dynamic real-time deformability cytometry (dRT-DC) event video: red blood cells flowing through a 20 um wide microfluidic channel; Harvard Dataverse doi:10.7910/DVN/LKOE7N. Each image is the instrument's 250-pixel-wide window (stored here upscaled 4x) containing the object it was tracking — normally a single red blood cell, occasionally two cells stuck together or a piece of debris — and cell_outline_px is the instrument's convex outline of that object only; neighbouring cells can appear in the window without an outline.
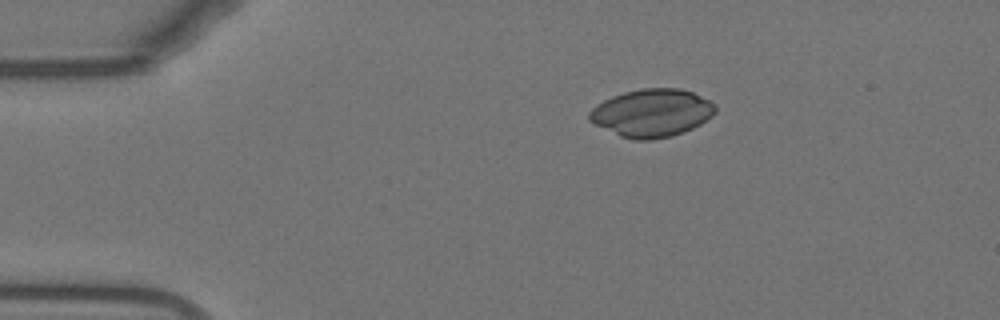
{"species": "Egyptian fruit bat (a non-hibernating species)", "species_latin": "Rousettus aegyptiacus", "temperature_condition": "warm", "stored_images_in_passage": 17, "camera_frame_rate_fps": 3000, "um_per_image_px": 0.085, "animal": {"sex": "female"}, "frame": {"image": 1, "passage_image": 1, "time_ms": 0.0, "image_size_px": [1000, 320], "cell_outline_px": [[716, 112], [712, 116], [700, 124], [684, 132], [672, 136], [652, 140], [632, 140], [620, 136], [592, 124], [588, 120], [588, 112], [596, 104], [612, 96], [624, 92], [640, 88], [680, 88], [692, 92], [716, 104]], "centroid_in_image_um": [55.37, 9.61], "position_along_channel_um": 29.6, "area_um2": 35.49}}